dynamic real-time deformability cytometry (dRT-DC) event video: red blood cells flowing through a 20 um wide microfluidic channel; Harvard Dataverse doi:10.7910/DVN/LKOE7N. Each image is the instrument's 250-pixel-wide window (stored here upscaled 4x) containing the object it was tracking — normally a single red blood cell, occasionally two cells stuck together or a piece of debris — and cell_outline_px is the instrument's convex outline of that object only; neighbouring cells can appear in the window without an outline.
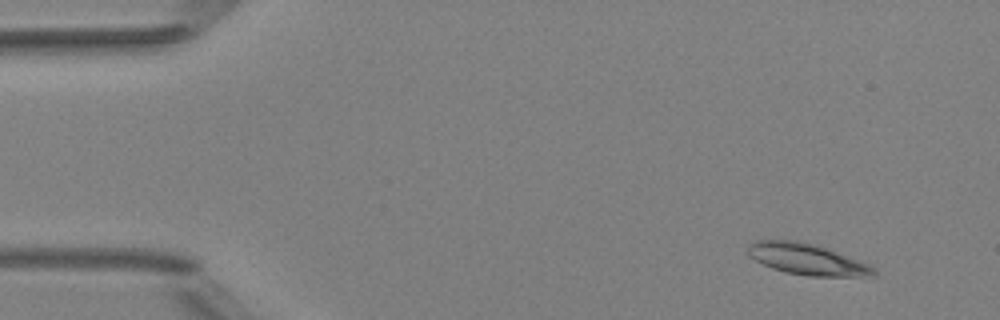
{"species": "Egyptian fruit bat (a non-hibernating species)", "species_latin": "Rousettus aegyptiacus", "temperature_condition": "room temperature", "stored_images_in_passage": 4, "camera_frame_rate_fps": 3000, "um_per_image_px": 0.085, "animal": {"sex": "female"}, "frame": {"image": 1, "passage_image": 1, "time_ms": 0.0, "image_size_px": [1000, 320], "cell_outline_px": [[876, 276], [808, 276], [784, 272], [772, 268], [748, 256], [748, 244], [756, 240], [796, 240], [816, 244], [868, 264], [876, 268]], "centroid_in_image_um": [68.58, 22.03], "position_along_channel_um": 16.4, "area_um2": 22.83}}
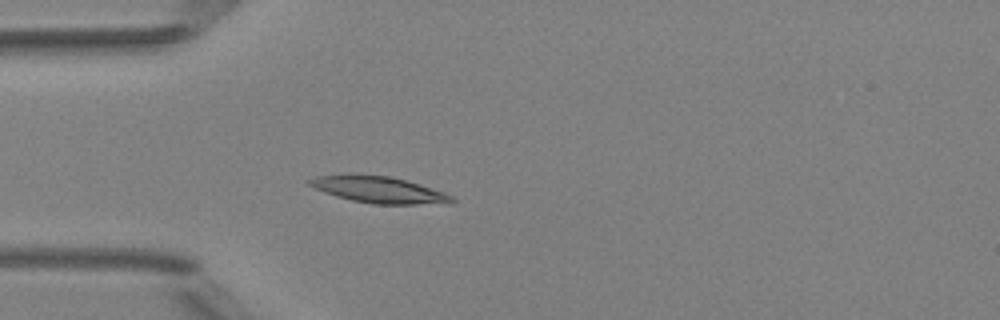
{"frame": {"image": 2, "passage_image": 4, "time_ms": 3.333, "image_size_px": [1000, 320], "cell_outline_px": [[456, 200], [452, 204], [372, 204], [352, 200], [336, 196], [324, 192], [308, 184], [304, 180], [316, 176], [392, 176], [408, 180], [444, 192], [452, 196]], "centroid_in_image_um": [32.29, 16.16], "position_along_channel_um": 52.7, "area_um2": 21.68}}